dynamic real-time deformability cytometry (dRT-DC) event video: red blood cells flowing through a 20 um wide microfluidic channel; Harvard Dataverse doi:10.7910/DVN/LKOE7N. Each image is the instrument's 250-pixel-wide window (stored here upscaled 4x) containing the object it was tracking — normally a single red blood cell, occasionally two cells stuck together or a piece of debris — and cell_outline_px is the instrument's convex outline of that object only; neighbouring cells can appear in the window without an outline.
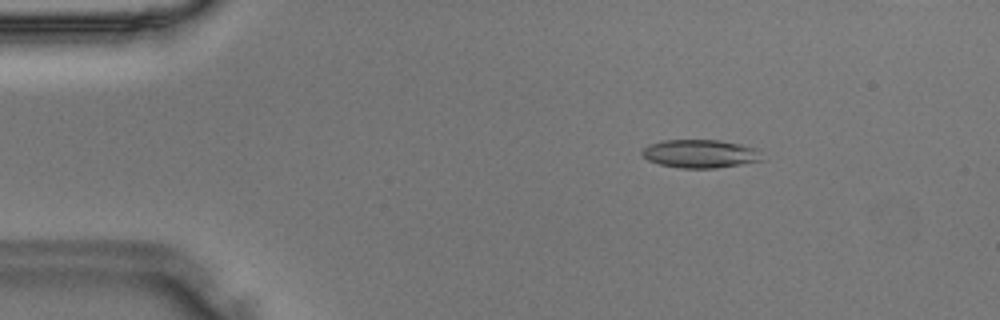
{"species": "Egyptian fruit bat (a non-hibernating species)", "species_latin": "Rousettus aegyptiacus", "temperature_condition": "room temperature", "stored_images_in_passage": 49, "camera_frame_rate_fps": 3000, "um_per_image_px": 0.085, "animal": {"sex": "male"}, "frame": {"image": 1, "passage_image": 8, "time_ms": 2.333, "image_size_px": [1000, 320], "cell_outline_px": [[764, 160], [716, 168], [680, 168], [660, 164], [648, 160], [640, 152], [648, 144], [664, 140], [720, 140], [760, 148]], "centroid_in_image_um": [59.56, 13.06], "position_along_channel_um": 25.4, "area_um2": 19.94}}
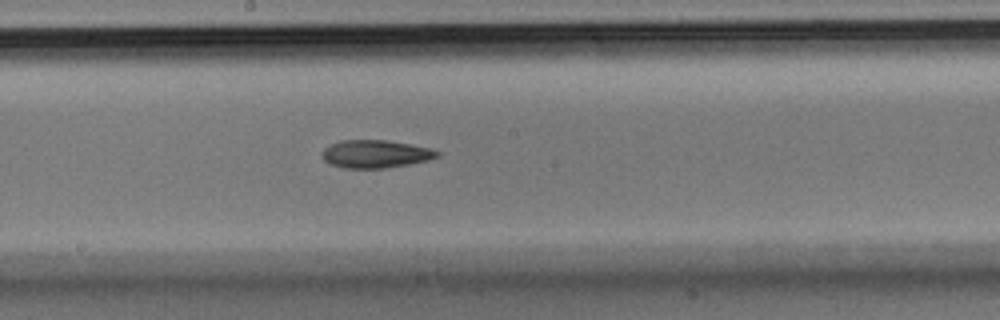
{"frame": {"image": 2, "passage_image": 26, "time_ms": 8.333, "image_size_px": [1000, 320], "cell_outline_px": [[440, 156], [428, 160], [408, 164], [384, 168], [344, 168], [332, 164], [324, 160], [320, 156], [320, 152], [324, 148], [340, 140], [388, 140], [428, 148], [440, 152]], "centroid_in_image_um": [31.88, 13.08], "position_along_channel_um": 216.3, "area_um2": 18.61}}
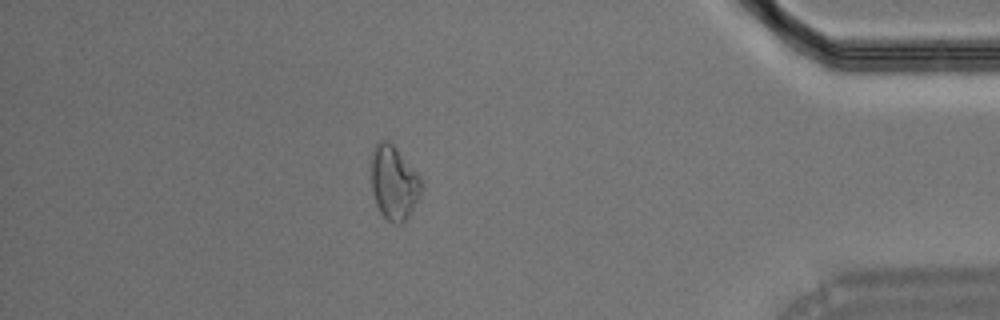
{"frame": {"image": 3, "passage_image": 42, "time_ms": 13.667, "image_size_px": [1000, 320], "cell_outline_px": [[424, 184], [408, 216], [400, 224], [396, 224], [388, 220], [380, 212], [376, 204], [372, 192], [372, 152], [376, 144], [380, 140], [388, 140], [396, 148], [420, 176]], "centroid_in_image_um": [33.47, 15.52], "position_along_channel_um": 401.7, "area_um2": 21.27}}